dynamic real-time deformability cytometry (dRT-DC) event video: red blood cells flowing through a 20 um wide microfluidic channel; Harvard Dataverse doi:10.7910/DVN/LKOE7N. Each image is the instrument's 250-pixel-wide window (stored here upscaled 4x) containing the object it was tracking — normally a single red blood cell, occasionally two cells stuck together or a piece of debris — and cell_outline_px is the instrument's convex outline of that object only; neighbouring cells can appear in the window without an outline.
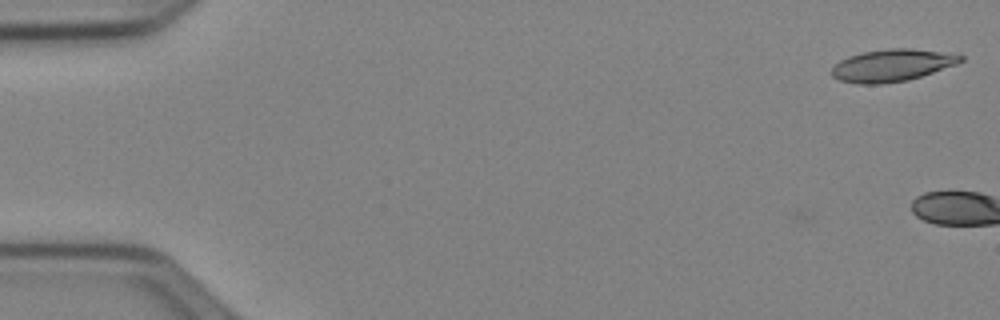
{"species": "Egyptian fruit bat (a non-hibernating species)", "species_latin": "Rousettus aegyptiacus", "temperature_condition": "cold", "stored_images_in_passage": 7, "camera_frame_rate_fps": 3000, "um_per_image_px": 0.085, "animal": {"sex": "female"}, "frame": {"image": 1, "passage_image": 7, "time_ms": 2.0, "image_size_px": [1000, 320], "cell_outline_px": [[964, 60], [956, 64], [908, 80], [880, 84], [856, 84], [840, 80], [832, 76], [828, 72], [840, 60], [848, 56], [864, 52], [888, 48], [912, 48], [956, 52], [964, 56]], "centroid_in_image_um": [75.85, 5.53], "position_along_channel_um": 9.1, "area_um2": 24.51}}